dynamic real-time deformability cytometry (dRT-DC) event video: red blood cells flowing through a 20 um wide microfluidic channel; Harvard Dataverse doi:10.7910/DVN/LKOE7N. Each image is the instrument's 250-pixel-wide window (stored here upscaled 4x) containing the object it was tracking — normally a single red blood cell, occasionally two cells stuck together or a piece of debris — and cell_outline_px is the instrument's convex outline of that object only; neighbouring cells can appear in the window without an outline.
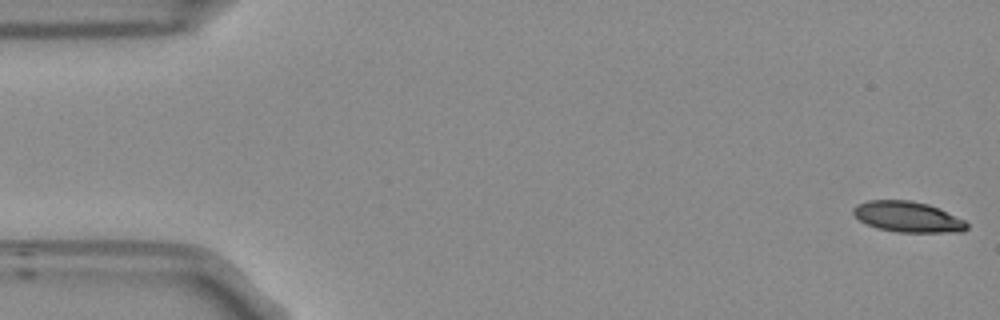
{"species": "Egyptian fruit bat (a non-hibernating species)", "species_latin": "Rousettus aegyptiacus", "temperature_condition": "room temperature", "stored_images_in_passage": 53, "camera_frame_rate_fps": 3000, "um_per_image_px": 0.085, "frame": {"image": 1, "passage_image": 1, "time_ms": 0.0, "image_size_px": [1000, 320], "cell_outline_px": [[968, 228], [964, 232], [896, 232], [880, 228], [868, 224], [860, 220], [852, 212], [852, 208], [856, 204], [868, 200], [912, 200], [928, 204], [940, 208], [964, 220], [968, 224]], "centroid_in_image_um": [77.18, 18.42], "position_along_channel_um": 7.8, "area_um2": 20.35}}
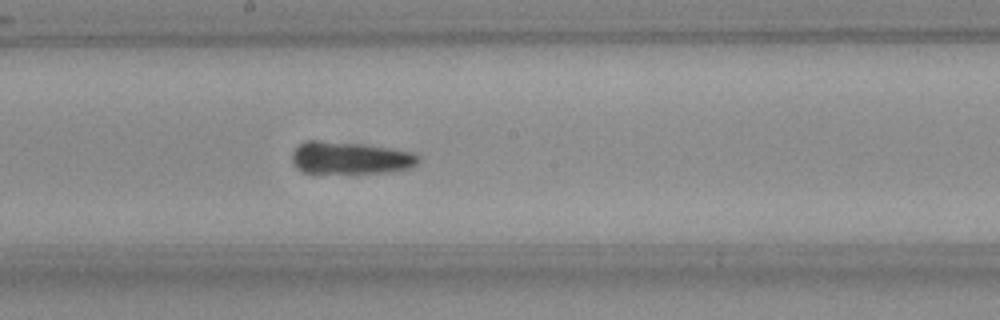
{"frame": {"image": 2, "passage_image": 28, "time_ms": 9.0, "image_size_px": [1000, 320], "cell_outline_px": [[420, 160], [412, 168], [388, 172], [308, 172], [300, 168], [292, 160], [292, 156], [296, 148], [312, 140], [364, 144], [412, 152], [420, 156]], "centroid_in_image_um": [29.87, 13.42], "position_along_channel_um": 218.3, "area_um2": 23.06}}
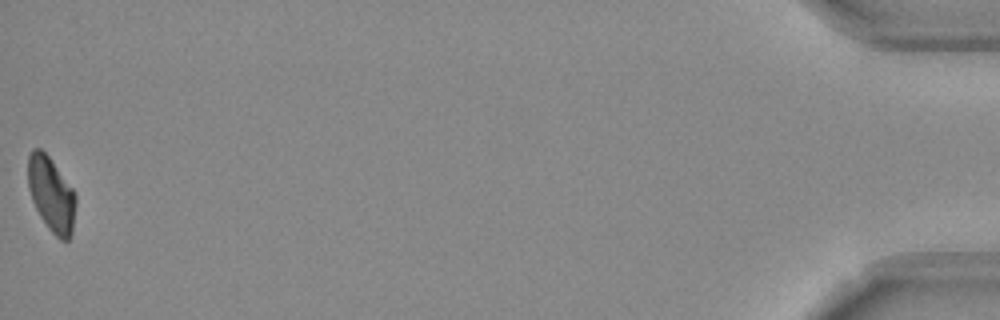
{"frame": {"image": 3, "passage_image": 53, "time_ms": 17.333, "image_size_px": [1000, 320], "cell_outline_px": [[76, 204], [72, 236], [68, 240], [60, 240], [48, 228], [40, 216], [32, 200], [28, 188], [28, 156], [32, 148], [40, 148], [48, 156], [72, 188], [76, 196]], "centroid_in_image_um": [4.36, 16.54], "position_along_channel_um": 430.8, "area_um2": 20.75}}